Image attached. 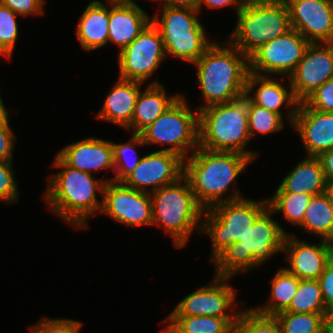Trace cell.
<instances>
[{
  "mask_svg": "<svg viewBox=\"0 0 333 333\" xmlns=\"http://www.w3.org/2000/svg\"><path fill=\"white\" fill-rule=\"evenodd\" d=\"M45 0H0L3 6L10 8L18 16L44 14Z\"/></svg>",
  "mask_w": 333,
  "mask_h": 333,
  "instance_id": "cell-41",
  "label": "cell"
},
{
  "mask_svg": "<svg viewBox=\"0 0 333 333\" xmlns=\"http://www.w3.org/2000/svg\"><path fill=\"white\" fill-rule=\"evenodd\" d=\"M152 201V226L163 227L171 236L173 245H187L193 231H201L204 209L197 203L188 180L183 176L173 184L150 193Z\"/></svg>",
  "mask_w": 333,
  "mask_h": 333,
  "instance_id": "cell-6",
  "label": "cell"
},
{
  "mask_svg": "<svg viewBox=\"0 0 333 333\" xmlns=\"http://www.w3.org/2000/svg\"><path fill=\"white\" fill-rule=\"evenodd\" d=\"M282 252L287 255L288 272L299 279H319L327 263L333 257V243L320 239L317 244L299 240L295 234H287Z\"/></svg>",
  "mask_w": 333,
  "mask_h": 333,
  "instance_id": "cell-18",
  "label": "cell"
},
{
  "mask_svg": "<svg viewBox=\"0 0 333 333\" xmlns=\"http://www.w3.org/2000/svg\"><path fill=\"white\" fill-rule=\"evenodd\" d=\"M310 42L297 30L290 29L263 44L249 57V72L263 76L289 77L296 69Z\"/></svg>",
  "mask_w": 333,
  "mask_h": 333,
  "instance_id": "cell-11",
  "label": "cell"
},
{
  "mask_svg": "<svg viewBox=\"0 0 333 333\" xmlns=\"http://www.w3.org/2000/svg\"><path fill=\"white\" fill-rule=\"evenodd\" d=\"M10 8L0 3V54L10 59L18 40L17 17Z\"/></svg>",
  "mask_w": 333,
  "mask_h": 333,
  "instance_id": "cell-36",
  "label": "cell"
},
{
  "mask_svg": "<svg viewBox=\"0 0 333 333\" xmlns=\"http://www.w3.org/2000/svg\"><path fill=\"white\" fill-rule=\"evenodd\" d=\"M238 317L166 316L160 333H234Z\"/></svg>",
  "mask_w": 333,
  "mask_h": 333,
  "instance_id": "cell-27",
  "label": "cell"
},
{
  "mask_svg": "<svg viewBox=\"0 0 333 333\" xmlns=\"http://www.w3.org/2000/svg\"><path fill=\"white\" fill-rule=\"evenodd\" d=\"M251 162L248 156L240 153L198 147L184 160L183 176L188 180L197 203L206 210L222 202L244 198L239 191L237 177Z\"/></svg>",
  "mask_w": 333,
  "mask_h": 333,
  "instance_id": "cell-1",
  "label": "cell"
},
{
  "mask_svg": "<svg viewBox=\"0 0 333 333\" xmlns=\"http://www.w3.org/2000/svg\"><path fill=\"white\" fill-rule=\"evenodd\" d=\"M122 1L134 2L135 0H122ZM153 1H155V0H153Z\"/></svg>",
  "mask_w": 333,
  "mask_h": 333,
  "instance_id": "cell-50",
  "label": "cell"
},
{
  "mask_svg": "<svg viewBox=\"0 0 333 333\" xmlns=\"http://www.w3.org/2000/svg\"><path fill=\"white\" fill-rule=\"evenodd\" d=\"M141 84L143 83L139 81L118 77L95 119L108 121L131 131L132 116Z\"/></svg>",
  "mask_w": 333,
  "mask_h": 333,
  "instance_id": "cell-23",
  "label": "cell"
},
{
  "mask_svg": "<svg viewBox=\"0 0 333 333\" xmlns=\"http://www.w3.org/2000/svg\"><path fill=\"white\" fill-rule=\"evenodd\" d=\"M300 228L333 243V204L326 193L311 197Z\"/></svg>",
  "mask_w": 333,
  "mask_h": 333,
  "instance_id": "cell-28",
  "label": "cell"
},
{
  "mask_svg": "<svg viewBox=\"0 0 333 333\" xmlns=\"http://www.w3.org/2000/svg\"><path fill=\"white\" fill-rule=\"evenodd\" d=\"M56 155L68 166L82 172H97L112 169L114 172L112 142L96 137H88L68 144Z\"/></svg>",
  "mask_w": 333,
  "mask_h": 333,
  "instance_id": "cell-21",
  "label": "cell"
},
{
  "mask_svg": "<svg viewBox=\"0 0 333 333\" xmlns=\"http://www.w3.org/2000/svg\"><path fill=\"white\" fill-rule=\"evenodd\" d=\"M225 44V45H224ZM222 46L214 42L193 64L207 106L237 100L245 95L249 73L248 57L228 40Z\"/></svg>",
  "mask_w": 333,
  "mask_h": 333,
  "instance_id": "cell-3",
  "label": "cell"
},
{
  "mask_svg": "<svg viewBox=\"0 0 333 333\" xmlns=\"http://www.w3.org/2000/svg\"><path fill=\"white\" fill-rule=\"evenodd\" d=\"M268 207V198L256 201L244 197L204 210L200 233L207 234L212 242L210 263L228 246L243 238Z\"/></svg>",
  "mask_w": 333,
  "mask_h": 333,
  "instance_id": "cell-9",
  "label": "cell"
},
{
  "mask_svg": "<svg viewBox=\"0 0 333 333\" xmlns=\"http://www.w3.org/2000/svg\"><path fill=\"white\" fill-rule=\"evenodd\" d=\"M163 39L150 22L123 50L119 51V78L147 82L166 58Z\"/></svg>",
  "mask_w": 333,
  "mask_h": 333,
  "instance_id": "cell-12",
  "label": "cell"
},
{
  "mask_svg": "<svg viewBox=\"0 0 333 333\" xmlns=\"http://www.w3.org/2000/svg\"><path fill=\"white\" fill-rule=\"evenodd\" d=\"M236 15L235 30L227 40L247 57L292 29L284 0H245Z\"/></svg>",
  "mask_w": 333,
  "mask_h": 333,
  "instance_id": "cell-7",
  "label": "cell"
},
{
  "mask_svg": "<svg viewBox=\"0 0 333 333\" xmlns=\"http://www.w3.org/2000/svg\"><path fill=\"white\" fill-rule=\"evenodd\" d=\"M272 78L271 75L263 76L249 72L246 79L245 95L254 104L280 114L282 117L281 109H283L282 106H285L286 109L288 108V114L286 113L285 115H288L289 125L292 126L299 101L293 94L290 80L288 87H286L279 81L278 76L277 78ZM255 87H257V90L253 92Z\"/></svg>",
  "mask_w": 333,
  "mask_h": 333,
  "instance_id": "cell-20",
  "label": "cell"
},
{
  "mask_svg": "<svg viewBox=\"0 0 333 333\" xmlns=\"http://www.w3.org/2000/svg\"><path fill=\"white\" fill-rule=\"evenodd\" d=\"M105 4L101 0H91L79 18L75 32L85 51L90 52L108 44L109 0Z\"/></svg>",
  "mask_w": 333,
  "mask_h": 333,
  "instance_id": "cell-24",
  "label": "cell"
},
{
  "mask_svg": "<svg viewBox=\"0 0 333 333\" xmlns=\"http://www.w3.org/2000/svg\"><path fill=\"white\" fill-rule=\"evenodd\" d=\"M292 313H328L318 279H300L296 294L285 310Z\"/></svg>",
  "mask_w": 333,
  "mask_h": 333,
  "instance_id": "cell-30",
  "label": "cell"
},
{
  "mask_svg": "<svg viewBox=\"0 0 333 333\" xmlns=\"http://www.w3.org/2000/svg\"><path fill=\"white\" fill-rule=\"evenodd\" d=\"M108 42L123 50L151 22V17L136 2L109 0Z\"/></svg>",
  "mask_w": 333,
  "mask_h": 333,
  "instance_id": "cell-22",
  "label": "cell"
},
{
  "mask_svg": "<svg viewBox=\"0 0 333 333\" xmlns=\"http://www.w3.org/2000/svg\"><path fill=\"white\" fill-rule=\"evenodd\" d=\"M270 300L254 309L264 315H275L285 311L297 292L300 279L281 267L272 278Z\"/></svg>",
  "mask_w": 333,
  "mask_h": 333,
  "instance_id": "cell-29",
  "label": "cell"
},
{
  "mask_svg": "<svg viewBox=\"0 0 333 333\" xmlns=\"http://www.w3.org/2000/svg\"><path fill=\"white\" fill-rule=\"evenodd\" d=\"M318 158L324 171L326 183H333V148L321 153Z\"/></svg>",
  "mask_w": 333,
  "mask_h": 333,
  "instance_id": "cell-44",
  "label": "cell"
},
{
  "mask_svg": "<svg viewBox=\"0 0 333 333\" xmlns=\"http://www.w3.org/2000/svg\"><path fill=\"white\" fill-rule=\"evenodd\" d=\"M8 116L9 113L3 103V99H0V122H3Z\"/></svg>",
  "mask_w": 333,
  "mask_h": 333,
  "instance_id": "cell-46",
  "label": "cell"
},
{
  "mask_svg": "<svg viewBox=\"0 0 333 333\" xmlns=\"http://www.w3.org/2000/svg\"><path fill=\"white\" fill-rule=\"evenodd\" d=\"M280 333H322L327 327V313H292L281 311L274 315Z\"/></svg>",
  "mask_w": 333,
  "mask_h": 333,
  "instance_id": "cell-32",
  "label": "cell"
},
{
  "mask_svg": "<svg viewBox=\"0 0 333 333\" xmlns=\"http://www.w3.org/2000/svg\"><path fill=\"white\" fill-rule=\"evenodd\" d=\"M292 29L310 43H333V0H284Z\"/></svg>",
  "mask_w": 333,
  "mask_h": 333,
  "instance_id": "cell-17",
  "label": "cell"
},
{
  "mask_svg": "<svg viewBox=\"0 0 333 333\" xmlns=\"http://www.w3.org/2000/svg\"><path fill=\"white\" fill-rule=\"evenodd\" d=\"M10 117L0 122V161H13V150L17 137L10 126Z\"/></svg>",
  "mask_w": 333,
  "mask_h": 333,
  "instance_id": "cell-40",
  "label": "cell"
},
{
  "mask_svg": "<svg viewBox=\"0 0 333 333\" xmlns=\"http://www.w3.org/2000/svg\"><path fill=\"white\" fill-rule=\"evenodd\" d=\"M81 326L79 320L42 317L38 323L31 326L30 333H79Z\"/></svg>",
  "mask_w": 333,
  "mask_h": 333,
  "instance_id": "cell-38",
  "label": "cell"
},
{
  "mask_svg": "<svg viewBox=\"0 0 333 333\" xmlns=\"http://www.w3.org/2000/svg\"><path fill=\"white\" fill-rule=\"evenodd\" d=\"M155 1L160 2L161 7L196 8V5L198 3V0H155Z\"/></svg>",
  "mask_w": 333,
  "mask_h": 333,
  "instance_id": "cell-45",
  "label": "cell"
},
{
  "mask_svg": "<svg viewBox=\"0 0 333 333\" xmlns=\"http://www.w3.org/2000/svg\"><path fill=\"white\" fill-rule=\"evenodd\" d=\"M213 277L209 285L197 288L184 297L168 316L238 317L240 309L228 313L237 307L236 290L229 285L231 278Z\"/></svg>",
  "mask_w": 333,
  "mask_h": 333,
  "instance_id": "cell-13",
  "label": "cell"
},
{
  "mask_svg": "<svg viewBox=\"0 0 333 333\" xmlns=\"http://www.w3.org/2000/svg\"><path fill=\"white\" fill-rule=\"evenodd\" d=\"M292 128L296 129L306 156L318 157L333 148V113L310 108L299 102Z\"/></svg>",
  "mask_w": 333,
  "mask_h": 333,
  "instance_id": "cell-19",
  "label": "cell"
},
{
  "mask_svg": "<svg viewBox=\"0 0 333 333\" xmlns=\"http://www.w3.org/2000/svg\"><path fill=\"white\" fill-rule=\"evenodd\" d=\"M272 215L274 212L268 207L243 238L232 243L212 261L216 267L215 276L232 278L249 272L282 252L285 237L290 233Z\"/></svg>",
  "mask_w": 333,
  "mask_h": 333,
  "instance_id": "cell-4",
  "label": "cell"
},
{
  "mask_svg": "<svg viewBox=\"0 0 333 333\" xmlns=\"http://www.w3.org/2000/svg\"><path fill=\"white\" fill-rule=\"evenodd\" d=\"M326 325L333 332V308L329 309L326 317Z\"/></svg>",
  "mask_w": 333,
  "mask_h": 333,
  "instance_id": "cell-47",
  "label": "cell"
},
{
  "mask_svg": "<svg viewBox=\"0 0 333 333\" xmlns=\"http://www.w3.org/2000/svg\"><path fill=\"white\" fill-rule=\"evenodd\" d=\"M52 167L61 169L49 175L43 199L48 208L61 220L69 223L74 229L88 228L89 216L100 213L106 182L110 179H97L93 174L82 172L66 165L57 155ZM97 211V212H96Z\"/></svg>",
  "mask_w": 333,
  "mask_h": 333,
  "instance_id": "cell-2",
  "label": "cell"
},
{
  "mask_svg": "<svg viewBox=\"0 0 333 333\" xmlns=\"http://www.w3.org/2000/svg\"><path fill=\"white\" fill-rule=\"evenodd\" d=\"M234 333H280V327L274 315L261 314L251 307L240 311Z\"/></svg>",
  "mask_w": 333,
  "mask_h": 333,
  "instance_id": "cell-35",
  "label": "cell"
},
{
  "mask_svg": "<svg viewBox=\"0 0 333 333\" xmlns=\"http://www.w3.org/2000/svg\"><path fill=\"white\" fill-rule=\"evenodd\" d=\"M129 139L126 143L112 142L114 172L116 175L110 179V182H122L132 173L142 158L139 157V153L135 149L138 145H145L141 135L133 133Z\"/></svg>",
  "mask_w": 333,
  "mask_h": 333,
  "instance_id": "cell-31",
  "label": "cell"
},
{
  "mask_svg": "<svg viewBox=\"0 0 333 333\" xmlns=\"http://www.w3.org/2000/svg\"><path fill=\"white\" fill-rule=\"evenodd\" d=\"M326 184L319 158L306 156L285 175L275 193H305L316 196L325 193Z\"/></svg>",
  "mask_w": 333,
  "mask_h": 333,
  "instance_id": "cell-26",
  "label": "cell"
},
{
  "mask_svg": "<svg viewBox=\"0 0 333 333\" xmlns=\"http://www.w3.org/2000/svg\"><path fill=\"white\" fill-rule=\"evenodd\" d=\"M102 197L100 213L132 228L152 226L150 193L129 188L122 182H106Z\"/></svg>",
  "mask_w": 333,
  "mask_h": 333,
  "instance_id": "cell-14",
  "label": "cell"
},
{
  "mask_svg": "<svg viewBox=\"0 0 333 333\" xmlns=\"http://www.w3.org/2000/svg\"><path fill=\"white\" fill-rule=\"evenodd\" d=\"M151 23L163 39L166 56L193 64L214 43L198 19L197 8L162 7Z\"/></svg>",
  "mask_w": 333,
  "mask_h": 333,
  "instance_id": "cell-8",
  "label": "cell"
},
{
  "mask_svg": "<svg viewBox=\"0 0 333 333\" xmlns=\"http://www.w3.org/2000/svg\"><path fill=\"white\" fill-rule=\"evenodd\" d=\"M333 77V43H310L288 77L295 98L302 102Z\"/></svg>",
  "mask_w": 333,
  "mask_h": 333,
  "instance_id": "cell-16",
  "label": "cell"
},
{
  "mask_svg": "<svg viewBox=\"0 0 333 333\" xmlns=\"http://www.w3.org/2000/svg\"><path fill=\"white\" fill-rule=\"evenodd\" d=\"M244 1L245 0H198L196 8L199 11V13H201L200 11L203 4H205L210 9H218L234 5L233 7L237 14L238 11L242 8Z\"/></svg>",
  "mask_w": 333,
  "mask_h": 333,
  "instance_id": "cell-43",
  "label": "cell"
},
{
  "mask_svg": "<svg viewBox=\"0 0 333 333\" xmlns=\"http://www.w3.org/2000/svg\"><path fill=\"white\" fill-rule=\"evenodd\" d=\"M181 93L168 96L163 84L156 79L140 91L134 108L131 130L139 134L148 125L158 119L179 97Z\"/></svg>",
  "mask_w": 333,
  "mask_h": 333,
  "instance_id": "cell-25",
  "label": "cell"
},
{
  "mask_svg": "<svg viewBox=\"0 0 333 333\" xmlns=\"http://www.w3.org/2000/svg\"><path fill=\"white\" fill-rule=\"evenodd\" d=\"M247 110L248 129L251 139L255 137L256 134L267 135L269 133L279 132L284 128L285 122L280 114L254 104L248 97Z\"/></svg>",
  "mask_w": 333,
  "mask_h": 333,
  "instance_id": "cell-34",
  "label": "cell"
},
{
  "mask_svg": "<svg viewBox=\"0 0 333 333\" xmlns=\"http://www.w3.org/2000/svg\"><path fill=\"white\" fill-rule=\"evenodd\" d=\"M311 197L305 193H274L268 204L274 213L281 212L290 224L300 227Z\"/></svg>",
  "mask_w": 333,
  "mask_h": 333,
  "instance_id": "cell-33",
  "label": "cell"
},
{
  "mask_svg": "<svg viewBox=\"0 0 333 333\" xmlns=\"http://www.w3.org/2000/svg\"><path fill=\"white\" fill-rule=\"evenodd\" d=\"M183 174L184 159L182 157L172 152L156 150L143 156L122 183L129 188L151 193L175 183L183 177Z\"/></svg>",
  "mask_w": 333,
  "mask_h": 333,
  "instance_id": "cell-15",
  "label": "cell"
},
{
  "mask_svg": "<svg viewBox=\"0 0 333 333\" xmlns=\"http://www.w3.org/2000/svg\"><path fill=\"white\" fill-rule=\"evenodd\" d=\"M304 102L312 109L333 113V77L312 92Z\"/></svg>",
  "mask_w": 333,
  "mask_h": 333,
  "instance_id": "cell-39",
  "label": "cell"
},
{
  "mask_svg": "<svg viewBox=\"0 0 333 333\" xmlns=\"http://www.w3.org/2000/svg\"><path fill=\"white\" fill-rule=\"evenodd\" d=\"M182 94L156 121L139 134L145 145L160 144V149L175 153L184 160L199 147V111L192 110Z\"/></svg>",
  "mask_w": 333,
  "mask_h": 333,
  "instance_id": "cell-10",
  "label": "cell"
},
{
  "mask_svg": "<svg viewBox=\"0 0 333 333\" xmlns=\"http://www.w3.org/2000/svg\"><path fill=\"white\" fill-rule=\"evenodd\" d=\"M322 333H333L329 328H325Z\"/></svg>",
  "mask_w": 333,
  "mask_h": 333,
  "instance_id": "cell-49",
  "label": "cell"
},
{
  "mask_svg": "<svg viewBox=\"0 0 333 333\" xmlns=\"http://www.w3.org/2000/svg\"><path fill=\"white\" fill-rule=\"evenodd\" d=\"M250 140L246 95L199 110V147L240 153L254 161L258 152L246 149Z\"/></svg>",
  "mask_w": 333,
  "mask_h": 333,
  "instance_id": "cell-5",
  "label": "cell"
},
{
  "mask_svg": "<svg viewBox=\"0 0 333 333\" xmlns=\"http://www.w3.org/2000/svg\"><path fill=\"white\" fill-rule=\"evenodd\" d=\"M325 193L328 195L330 201L333 204V183H327L326 184V191Z\"/></svg>",
  "mask_w": 333,
  "mask_h": 333,
  "instance_id": "cell-48",
  "label": "cell"
},
{
  "mask_svg": "<svg viewBox=\"0 0 333 333\" xmlns=\"http://www.w3.org/2000/svg\"><path fill=\"white\" fill-rule=\"evenodd\" d=\"M322 296L328 309L333 308V257L327 263L325 270L319 277Z\"/></svg>",
  "mask_w": 333,
  "mask_h": 333,
  "instance_id": "cell-42",
  "label": "cell"
},
{
  "mask_svg": "<svg viewBox=\"0 0 333 333\" xmlns=\"http://www.w3.org/2000/svg\"><path fill=\"white\" fill-rule=\"evenodd\" d=\"M12 162L0 161V202L18 203L19 190Z\"/></svg>",
  "mask_w": 333,
  "mask_h": 333,
  "instance_id": "cell-37",
  "label": "cell"
}]
</instances>
